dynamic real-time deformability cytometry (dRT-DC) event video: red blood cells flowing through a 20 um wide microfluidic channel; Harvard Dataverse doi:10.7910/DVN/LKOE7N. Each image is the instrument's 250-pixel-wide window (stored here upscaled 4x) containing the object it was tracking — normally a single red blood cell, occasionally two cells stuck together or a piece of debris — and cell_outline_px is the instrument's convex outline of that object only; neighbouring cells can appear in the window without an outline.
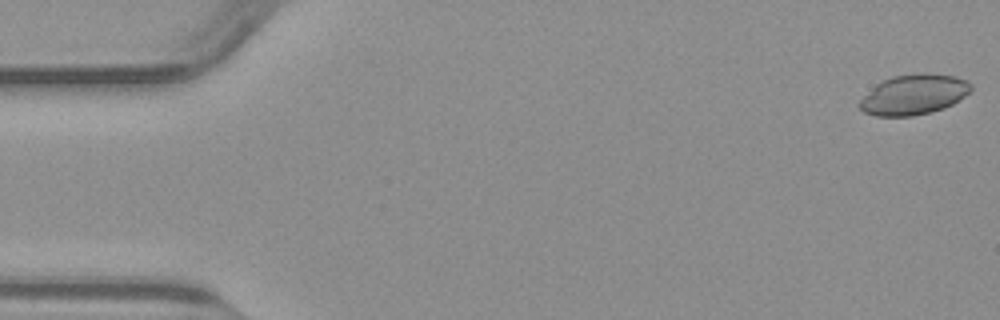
{"species": "common noctule bat (a hibernating species)", "species_latin": "Nyctalus noctula", "temperature_condition": "warm", "stored_images_in_passage": 50, "camera_frame_rate_fps": 3000, "um_per_image_px": 0.085, "animal": {"sex": "male", "body_mass_g": 23.1, "forearm_length_mm": 52.7}, "frame": {"image": 1, "passage_image": 1, "time_ms": 0.0, "image_size_px": [1000, 320], "cell_outline_px": [[972, 88], [964, 96], [952, 104], [944, 108], [912, 116], [876, 116], [864, 112], [856, 104], [876, 84], [892, 76], [916, 72], [924, 72], [956, 76], [968, 80], [972, 84]], "centroid_in_image_um": [77.67, 8.02], "position_along_channel_um": 7.3, "area_um2": 26.24}}
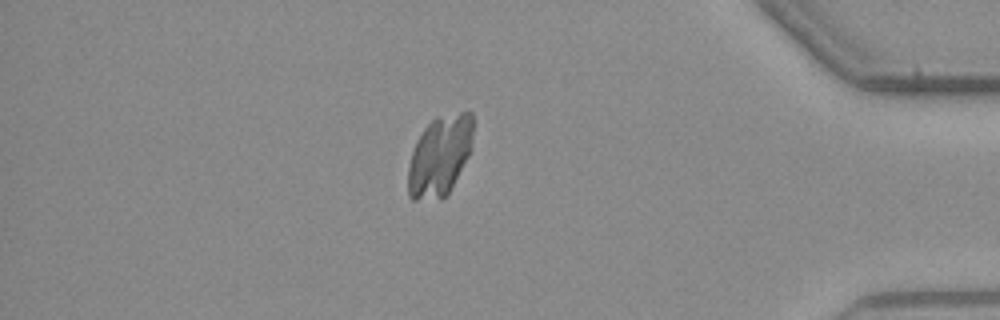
{"frame": {"image": 2, "passage_image": 43, "time_ms": 14.0, "image_size_px": [1000, 320], "cell_outline_px": [[472, 144], [468, 156], [448, 192], [440, 200], [412, 200], [408, 196], [408, 168], [412, 152], [416, 140], [424, 128], [432, 120], [460, 112], [472, 112]], "centroid_in_image_um": [37.35, 13.28], "position_along_channel_um": 397.9, "area_um2": 30.06}}
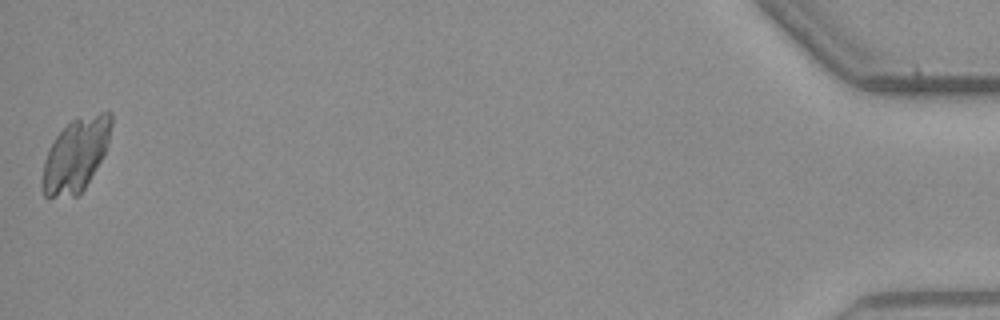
{"frame": {"image": 3, "passage_image": 50, "time_ms": 16.333, "image_size_px": [1000, 320], "cell_outline_px": [[112, 124], [108, 144], [104, 156], [84, 188], [76, 196], [48, 200], [44, 196], [40, 184], [44, 160], [56, 136], [72, 120], [100, 112], [112, 112]], "centroid_in_image_um": [6.42, 13.23], "position_along_channel_um": 428.8, "area_um2": 29.65}}